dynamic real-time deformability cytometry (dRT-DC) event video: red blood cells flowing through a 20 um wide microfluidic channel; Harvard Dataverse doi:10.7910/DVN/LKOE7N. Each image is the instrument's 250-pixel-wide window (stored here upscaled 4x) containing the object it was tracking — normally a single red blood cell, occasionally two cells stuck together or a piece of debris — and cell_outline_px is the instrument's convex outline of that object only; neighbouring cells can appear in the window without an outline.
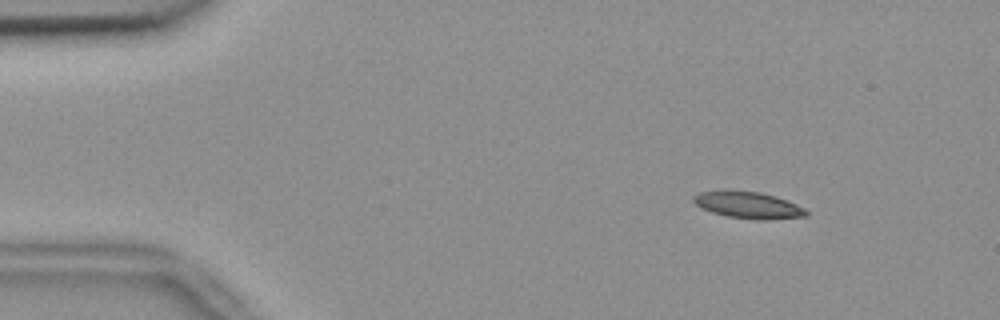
{"species": "common noctule bat (a hibernating species)", "species_latin": "Nyctalus noctula", "temperature_condition": "room temperature", "stored_images_in_passage": 56, "camera_frame_rate_fps": 3000, "um_per_image_px": 0.085, "animal": {"sex": "female", "body_mass_g": 18.4}, "frame": {"image": 1, "passage_image": 8, "time_ms": 2.333, "image_size_px": [1000, 320], "cell_outline_px": [[808, 216], [768, 220], [756, 220], [728, 216], [712, 212], [700, 208], [692, 200], [692, 196], [700, 192], [724, 188], [760, 192], [776, 196], [796, 204], [804, 208], [808, 212]], "centroid_in_image_um": [63.56, 17.4], "position_along_channel_um": 21.4, "area_um2": 18.03}}
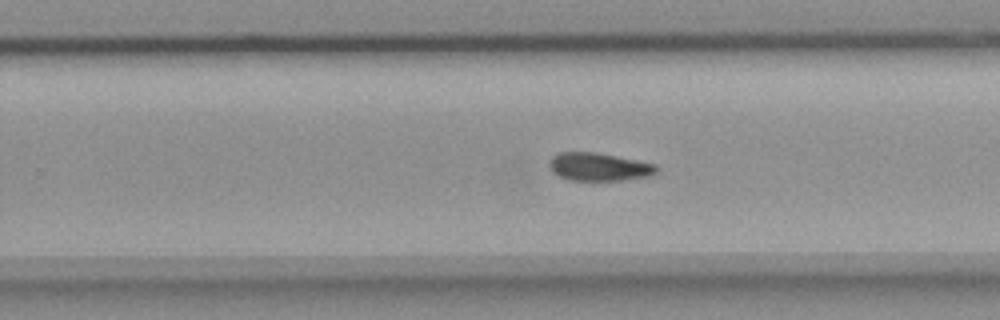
{"frame": {"image": 2, "passage_image": 36, "time_ms": 11.667, "image_size_px": [1000, 320], "cell_outline_px": [[656, 172], [648, 176], [620, 180], [568, 180], [552, 172], [548, 164], [548, 160], [552, 156], [560, 152], [592, 152], [636, 160], [656, 164]], "centroid_in_image_um": [50.83, 14.18], "position_along_channel_um": 279.0, "area_um2": 17.28}}
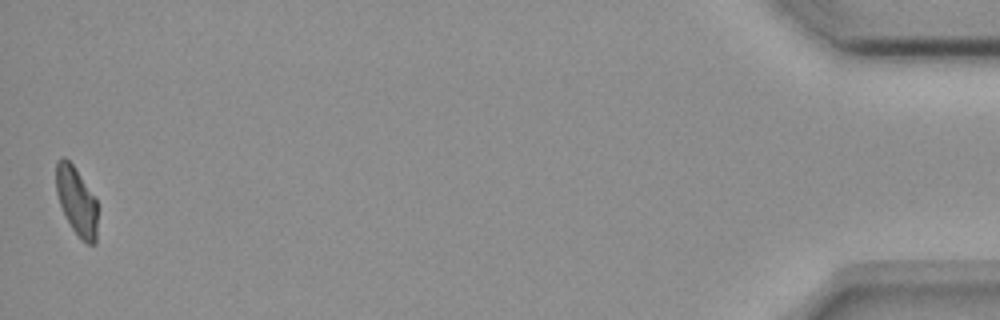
{"frame": {"image": 3, "passage_image": 56, "time_ms": 18.333, "image_size_px": [1000, 320], "cell_outline_px": [[96, 244], [88, 244], [80, 240], [72, 228], [60, 204], [56, 192], [56, 160], [64, 156], [72, 164], [96, 200]], "centroid_in_image_um": [6.49, 17.1], "position_along_channel_um": 428.7, "area_um2": 16.13}, "authors_computed_cell_mechanics": {"area_um2": 17.7446, "velocity_mm_per_s": 3.6432, "shape_relaxation_time_tau1_ms": 6.2062, "shape_relaxation_time_tau2_ms": null, "deformation_change_tau1": 0.1397, "deformation_change_tau2": null}}